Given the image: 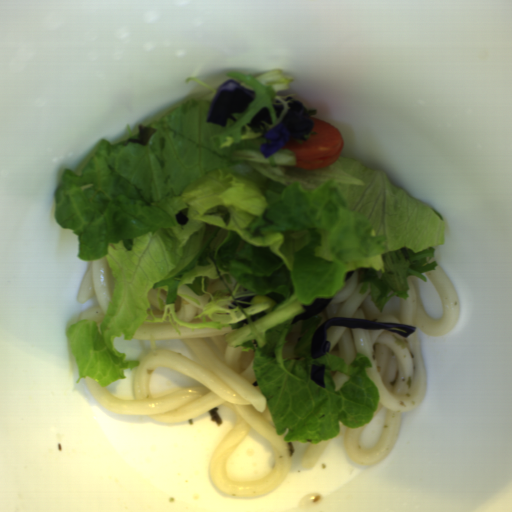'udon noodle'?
<instances>
[{
    "label": "udon noodle",
    "mask_w": 512,
    "mask_h": 512,
    "mask_svg": "<svg viewBox=\"0 0 512 512\" xmlns=\"http://www.w3.org/2000/svg\"><path fill=\"white\" fill-rule=\"evenodd\" d=\"M434 270L424 273L433 283L442 305L441 317L430 318L425 312L417 277L406 279V298L392 296L382 312L377 310L372 287L364 283L354 270L342 289L319 312L323 319H362L414 326L405 337L381 329L331 326L325 335L328 354L348 364L356 354H364L371 362L365 375L376 386L379 397L372 417L386 411L383 431L372 447L361 446V438L369 421L347 428L344 451L356 466H374L391 451L399 432L402 413L417 409L428 394L422 341L418 333L438 336L454 330L461 314L459 291L448 271L438 262Z\"/></svg>",
    "instance_id": "udon-noodle-2"
},
{
    "label": "udon noodle",
    "mask_w": 512,
    "mask_h": 512,
    "mask_svg": "<svg viewBox=\"0 0 512 512\" xmlns=\"http://www.w3.org/2000/svg\"><path fill=\"white\" fill-rule=\"evenodd\" d=\"M115 285L116 282L107 257L90 260L78 300L85 302L93 299L95 302L93 306L85 309L80 319H92L100 330L104 315L112 301Z\"/></svg>",
    "instance_id": "udon-noodle-3"
},
{
    "label": "udon noodle",
    "mask_w": 512,
    "mask_h": 512,
    "mask_svg": "<svg viewBox=\"0 0 512 512\" xmlns=\"http://www.w3.org/2000/svg\"><path fill=\"white\" fill-rule=\"evenodd\" d=\"M300 337H301L300 325H295V326L291 327L290 332L284 342V348H283L284 359H289L293 355Z\"/></svg>",
    "instance_id": "udon-noodle-7"
},
{
    "label": "udon noodle",
    "mask_w": 512,
    "mask_h": 512,
    "mask_svg": "<svg viewBox=\"0 0 512 512\" xmlns=\"http://www.w3.org/2000/svg\"><path fill=\"white\" fill-rule=\"evenodd\" d=\"M222 328L173 327L165 321L143 322L134 341H182L196 360L159 348L145 354L134 371L135 390L131 400H120L106 387L86 378L98 403L126 417H148L156 422H185L223 404H230L237 420L233 429L212 455L208 472L216 488L230 497L261 499L279 489L291 467V453L284 436L278 435L271 411L261 393L255 373V350L229 344ZM168 368L191 375L201 385H189L158 398L150 396L153 369ZM267 437L273 447L275 464L269 476L235 483L225 470L231 454L250 430Z\"/></svg>",
    "instance_id": "udon-noodle-1"
},
{
    "label": "udon noodle",
    "mask_w": 512,
    "mask_h": 512,
    "mask_svg": "<svg viewBox=\"0 0 512 512\" xmlns=\"http://www.w3.org/2000/svg\"><path fill=\"white\" fill-rule=\"evenodd\" d=\"M147 300L150 303V311L153 316L163 315L167 305V294L159 288L150 289L147 293Z\"/></svg>",
    "instance_id": "udon-noodle-5"
},
{
    "label": "udon noodle",
    "mask_w": 512,
    "mask_h": 512,
    "mask_svg": "<svg viewBox=\"0 0 512 512\" xmlns=\"http://www.w3.org/2000/svg\"><path fill=\"white\" fill-rule=\"evenodd\" d=\"M329 441V440H328ZM328 441H324L321 443H311L309 444L303 458L302 466L303 469L313 468L318 458L320 457L322 451L327 445Z\"/></svg>",
    "instance_id": "udon-noodle-6"
},
{
    "label": "udon noodle",
    "mask_w": 512,
    "mask_h": 512,
    "mask_svg": "<svg viewBox=\"0 0 512 512\" xmlns=\"http://www.w3.org/2000/svg\"><path fill=\"white\" fill-rule=\"evenodd\" d=\"M209 302L210 295L195 294L187 284L182 285L174 299V317L188 322L202 313Z\"/></svg>",
    "instance_id": "udon-noodle-4"
},
{
    "label": "udon noodle",
    "mask_w": 512,
    "mask_h": 512,
    "mask_svg": "<svg viewBox=\"0 0 512 512\" xmlns=\"http://www.w3.org/2000/svg\"><path fill=\"white\" fill-rule=\"evenodd\" d=\"M348 377L349 376H346L339 372L331 371V378H332V382H333L335 391L342 386V384L347 380Z\"/></svg>",
    "instance_id": "udon-noodle-8"
}]
</instances>
